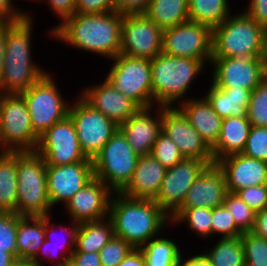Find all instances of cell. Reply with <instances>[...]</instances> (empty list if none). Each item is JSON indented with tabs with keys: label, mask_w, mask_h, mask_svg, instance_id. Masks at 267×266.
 <instances>
[{
	"label": "cell",
	"mask_w": 267,
	"mask_h": 266,
	"mask_svg": "<svg viewBox=\"0 0 267 266\" xmlns=\"http://www.w3.org/2000/svg\"><path fill=\"white\" fill-rule=\"evenodd\" d=\"M123 15L117 11L75 13L52 32V38L109 61L120 53Z\"/></svg>",
	"instance_id": "6da1fadb"
},
{
	"label": "cell",
	"mask_w": 267,
	"mask_h": 266,
	"mask_svg": "<svg viewBox=\"0 0 267 266\" xmlns=\"http://www.w3.org/2000/svg\"><path fill=\"white\" fill-rule=\"evenodd\" d=\"M108 217L114 236L134 249H140L171 227L170 216L154 200L129 198L120 192L112 195Z\"/></svg>",
	"instance_id": "7a4b0ae2"
},
{
	"label": "cell",
	"mask_w": 267,
	"mask_h": 266,
	"mask_svg": "<svg viewBox=\"0 0 267 266\" xmlns=\"http://www.w3.org/2000/svg\"><path fill=\"white\" fill-rule=\"evenodd\" d=\"M33 18L30 10L23 19L8 21L0 93L21 94L48 72L31 56L35 23Z\"/></svg>",
	"instance_id": "3957f363"
},
{
	"label": "cell",
	"mask_w": 267,
	"mask_h": 266,
	"mask_svg": "<svg viewBox=\"0 0 267 266\" xmlns=\"http://www.w3.org/2000/svg\"><path fill=\"white\" fill-rule=\"evenodd\" d=\"M150 64L153 106L162 107H177L194 98L193 95L187 96V92L201 73L207 70L198 59L175 57L163 52L151 59Z\"/></svg>",
	"instance_id": "277c9868"
},
{
	"label": "cell",
	"mask_w": 267,
	"mask_h": 266,
	"mask_svg": "<svg viewBox=\"0 0 267 266\" xmlns=\"http://www.w3.org/2000/svg\"><path fill=\"white\" fill-rule=\"evenodd\" d=\"M239 11L212 30V57H263L267 31L243 10Z\"/></svg>",
	"instance_id": "5b68a950"
},
{
	"label": "cell",
	"mask_w": 267,
	"mask_h": 266,
	"mask_svg": "<svg viewBox=\"0 0 267 266\" xmlns=\"http://www.w3.org/2000/svg\"><path fill=\"white\" fill-rule=\"evenodd\" d=\"M17 205L20 216H50L52 206L47 191V165L36 152L16 153Z\"/></svg>",
	"instance_id": "8992f818"
},
{
	"label": "cell",
	"mask_w": 267,
	"mask_h": 266,
	"mask_svg": "<svg viewBox=\"0 0 267 266\" xmlns=\"http://www.w3.org/2000/svg\"><path fill=\"white\" fill-rule=\"evenodd\" d=\"M38 141L24 97L1 93L0 152H35Z\"/></svg>",
	"instance_id": "52a82bcc"
},
{
	"label": "cell",
	"mask_w": 267,
	"mask_h": 266,
	"mask_svg": "<svg viewBox=\"0 0 267 266\" xmlns=\"http://www.w3.org/2000/svg\"><path fill=\"white\" fill-rule=\"evenodd\" d=\"M57 85L54 75L47 72L21 93L26 101L32 128L38 136L68 116L70 103L62 96Z\"/></svg>",
	"instance_id": "ba28073f"
},
{
	"label": "cell",
	"mask_w": 267,
	"mask_h": 266,
	"mask_svg": "<svg viewBox=\"0 0 267 266\" xmlns=\"http://www.w3.org/2000/svg\"><path fill=\"white\" fill-rule=\"evenodd\" d=\"M138 158L118 129L92 160L94 177L113 192H120L131 180Z\"/></svg>",
	"instance_id": "9c48e42d"
},
{
	"label": "cell",
	"mask_w": 267,
	"mask_h": 266,
	"mask_svg": "<svg viewBox=\"0 0 267 266\" xmlns=\"http://www.w3.org/2000/svg\"><path fill=\"white\" fill-rule=\"evenodd\" d=\"M104 77L140 108L153 107L151 64L148 59L119 53Z\"/></svg>",
	"instance_id": "30bf717a"
},
{
	"label": "cell",
	"mask_w": 267,
	"mask_h": 266,
	"mask_svg": "<svg viewBox=\"0 0 267 266\" xmlns=\"http://www.w3.org/2000/svg\"><path fill=\"white\" fill-rule=\"evenodd\" d=\"M68 116L74 123L82 152L92 160L119 129L114 121L94 109L80 95L71 102Z\"/></svg>",
	"instance_id": "8fae6325"
},
{
	"label": "cell",
	"mask_w": 267,
	"mask_h": 266,
	"mask_svg": "<svg viewBox=\"0 0 267 266\" xmlns=\"http://www.w3.org/2000/svg\"><path fill=\"white\" fill-rule=\"evenodd\" d=\"M162 52L175 57L198 59L209 67L212 58V29L192 21L165 29Z\"/></svg>",
	"instance_id": "7c38bea8"
},
{
	"label": "cell",
	"mask_w": 267,
	"mask_h": 266,
	"mask_svg": "<svg viewBox=\"0 0 267 266\" xmlns=\"http://www.w3.org/2000/svg\"><path fill=\"white\" fill-rule=\"evenodd\" d=\"M35 152L43 157L47 166L92 162L82 152L74 123L69 116L39 136Z\"/></svg>",
	"instance_id": "4fadbf2b"
},
{
	"label": "cell",
	"mask_w": 267,
	"mask_h": 266,
	"mask_svg": "<svg viewBox=\"0 0 267 266\" xmlns=\"http://www.w3.org/2000/svg\"><path fill=\"white\" fill-rule=\"evenodd\" d=\"M163 30L144 13L124 14L120 53L151 60L162 52Z\"/></svg>",
	"instance_id": "5bb4252c"
},
{
	"label": "cell",
	"mask_w": 267,
	"mask_h": 266,
	"mask_svg": "<svg viewBox=\"0 0 267 266\" xmlns=\"http://www.w3.org/2000/svg\"><path fill=\"white\" fill-rule=\"evenodd\" d=\"M209 66L211 83L219 88L252 91L265 79L262 58L212 57Z\"/></svg>",
	"instance_id": "9a60e30c"
},
{
	"label": "cell",
	"mask_w": 267,
	"mask_h": 266,
	"mask_svg": "<svg viewBox=\"0 0 267 266\" xmlns=\"http://www.w3.org/2000/svg\"><path fill=\"white\" fill-rule=\"evenodd\" d=\"M208 164L196 158H184L168 168L154 201L171 216L183 203L191 185Z\"/></svg>",
	"instance_id": "2e32d148"
},
{
	"label": "cell",
	"mask_w": 267,
	"mask_h": 266,
	"mask_svg": "<svg viewBox=\"0 0 267 266\" xmlns=\"http://www.w3.org/2000/svg\"><path fill=\"white\" fill-rule=\"evenodd\" d=\"M162 132L175 142L184 158L201 159L208 165L215 163L211 148L178 107H162Z\"/></svg>",
	"instance_id": "e0dca14e"
},
{
	"label": "cell",
	"mask_w": 267,
	"mask_h": 266,
	"mask_svg": "<svg viewBox=\"0 0 267 266\" xmlns=\"http://www.w3.org/2000/svg\"><path fill=\"white\" fill-rule=\"evenodd\" d=\"M113 191L95 177L65 203L69 220L77 223L96 221L108 217Z\"/></svg>",
	"instance_id": "ac0fdd59"
},
{
	"label": "cell",
	"mask_w": 267,
	"mask_h": 266,
	"mask_svg": "<svg viewBox=\"0 0 267 266\" xmlns=\"http://www.w3.org/2000/svg\"><path fill=\"white\" fill-rule=\"evenodd\" d=\"M93 178V162L47 166V191L52 208L65 205Z\"/></svg>",
	"instance_id": "d6986e66"
},
{
	"label": "cell",
	"mask_w": 267,
	"mask_h": 266,
	"mask_svg": "<svg viewBox=\"0 0 267 266\" xmlns=\"http://www.w3.org/2000/svg\"><path fill=\"white\" fill-rule=\"evenodd\" d=\"M80 90L82 91L77 94L118 126L140 109L132 99L113 87L106 78L98 84L93 83Z\"/></svg>",
	"instance_id": "ffe728a7"
},
{
	"label": "cell",
	"mask_w": 267,
	"mask_h": 266,
	"mask_svg": "<svg viewBox=\"0 0 267 266\" xmlns=\"http://www.w3.org/2000/svg\"><path fill=\"white\" fill-rule=\"evenodd\" d=\"M51 219V215L45 216V240L37 255L30 262L40 266H45L46 264H50L49 266H69L71 255L75 250L79 223L68 220L70 225L66 226V224L63 225L62 223L56 226L57 222L55 224ZM55 228L56 231L57 228L62 230L64 235L62 234L63 236L61 237L57 235L56 237L58 232H55ZM58 234L61 235L60 233Z\"/></svg>",
	"instance_id": "44dd1931"
},
{
	"label": "cell",
	"mask_w": 267,
	"mask_h": 266,
	"mask_svg": "<svg viewBox=\"0 0 267 266\" xmlns=\"http://www.w3.org/2000/svg\"><path fill=\"white\" fill-rule=\"evenodd\" d=\"M119 129L138 156L151 154L154 143L162 132V106L140 108Z\"/></svg>",
	"instance_id": "7402d4cb"
},
{
	"label": "cell",
	"mask_w": 267,
	"mask_h": 266,
	"mask_svg": "<svg viewBox=\"0 0 267 266\" xmlns=\"http://www.w3.org/2000/svg\"><path fill=\"white\" fill-rule=\"evenodd\" d=\"M224 174L227 190L236 193L240 189L267 184V163L249 158L242 153L231 154L215 162Z\"/></svg>",
	"instance_id": "603a6c76"
},
{
	"label": "cell",
	"mask_w": 267,
	"mask_h": 266,
	"mask_svg": "<svg viewBox=\"0 0 267 266\" xmlns=\"http://www.w3.org/2000/svg\"><path fill=\"white\" fill-rule=\"evenodd\" d=\"M227 193L224 174L214 163L208 165L191 185L179 208L205 207L214 209L223 205Z\"/></svg>",
	"instance_id": "cb8c5ba5"
},
{
	"label": "cell",
	"mask_w": 267,
	"mask_h": 266,
	"mask_svg": "<svg viewBox=\"0 0 267 266\" xmlns=\"http://www.w3.org/2000/svg\"><path fill=\"white\" fill-rule=\"evenodd\" d=\"M167 168L152 154L139 156L128 184L120 191L126 197L154 200L160 190Z\"/></svg>",
	"instance_id": "d4e9b609"
},
{
	"label": "cell",
	"mask_w": 267,
	"mask_h": 266,
	"mask_svg": "<svg viewBox=\"0 0 267 266\" xmlns=\"http://www.w3.org/2000/svg\"><path fill=\"white\" fill-rule=\"evenodd\" d=\"M188 118L190 125L212 148L221 132L222 118L212 109L208 101L201 96L190 98L177 106Z\"/></svg>",
	"instance_id": "484cf974"
},
{
	"label": "cell",
	"mask_w": 267,
	"mask_h": 266,
	"mask_svg": "<svg viewBox=\"0 0 267 266\" xmlns=\"http://www.w3.org/2000/svg\"><path fill=\"white\" fill-rule=\"evenodd\" d=\"M208 91L204 98L212 109L222 118L247 117L251 91L246 89L219 88L209 83Z\"/></svg>",
	"instance_id": "4316f807"
},
{
	"label": "cell",
	"mask_w": 267,
	"mask_h": 266,
	"mask_svg": "<svg viewBox=\"0 0 267 266\" xmlns=\"http://www.w3.org/2000/svg\"><path fill=\"white\" fill-rule=\"evenodd\" d=\"M250 129L251 123L247 117H228L222 119L219 139L211 148L214 161L216 162L231 154L242 153Z\"/></svg>",
	"instance_id": "83f0119b"
},
{
	"label": "cell",
	"mask_w": 267,
	"mask_h": 266,
	"mask_svg": "<svg viewBox=\"0 0 267 266\" xmlns=\"http://www.w3.org/2000/svg\"><path fill=\"white\" fill-rule=\"evenodd\" d=\"M45 240V216L18 215L16 257L30 262Z\"/></svg>",
	"instance_id": "f1b7e54d"
},
{
	"label": "cell",
	"mask_w": 267,
	"mask_h": 266,
	"mask_svg": "<svg viewBox=\"0 0 267 266\" xmlns=\"http://www.w3.org/2000/svg\"><path fill=\"white\" fill-rule=\"evenodd\" d=\"M113 237L114 230L109 217L79 223L73 252L98 253Z\"/></svg>",
	"instance_id": "f546056e"
},
{
	"label": "cell",
	"mask_w": 267,
	"mask_h": 266,
	"mask_svg": "<svg viewBox=\"0 0 267 266\" xmlns=\"http://www.w3.org/2000/svg\"><path fill=\"white\" fill-rule=\"evenodd\" d=\"M144 14L165 30L189 21L188 0H151Z\"/></svg>",
	"instance_id": "4dcf8cb0"
},
{
	"label": "cell",
	"mask_w": 267,
	"mask_h": 266,
	"mask_svg": "<svg viewBox=\"0 0 267 266\" xmlns=\"http://www.w3.org/2000/svg\"><path fill=\"white\" fill-rule=\"evenodd\" d=\"M165 234L151 239L140 248L145 258L146 266H177L184 251L179 242Z\"/></svg>",
	"instance_id": "1f68e13d"
},
{
	"label": "cell",
	"mask_w": 267,
	"mask_h": 266,
	"mask_svg": "<svg viewBox=\"0 0 267 266\" xmlns=\"http://www.w3.org/2000/svg\"><path fill=\"white\" fill-rule=\"evenodd\" d=\"M17 180L16 153L0 152V212L15 213Z\"/></svg>",
	"instance_id": "d6a6232c"
},
{
	"label": "cell",
	"mask_w": 267,
	"mask_h": 266,
	"mask_svg": "<svg viewBox=\"0 0 267 266\" xmlns=\"http://www.w3.org/2000/svg\"><path fill=\"white\" fill-rule=\"evenodd\" d=\"M229 3V0H188L189 21L213 30L232 14Z\"/></svg>",
	"instance_id": "836d02e7"
},
{
	"label": "cell",
	"mask_w": 267,
	"mask_h": 266,
	"mask_svg": "<svg viewBox=\"0 0 267 266\" xmlns=\"http://www.w3.org/2000/svg\"><path fill=\"white\" fill-rule=\"evenodd\" d=\"M216 243L213 244L212 248H207L202 253L211 266H245L241 236L219 238Z\"/></svg>",
	"instance_id": "e575fe53"
},
{
	"label": "cell",
	"mask_w": 267,
	"mask_h": 266,
	"mask_svg": "<svg viewBox=\"0 0 267 266\" xmlns=\"http://www.w3.org/2000/svg\"><path fill=\"white\" fill-rule=\"evenodd\" d=\"M171 226L186 224L189 231L200 239L211 238L212 209L205 207L178 208L171 216Z\"/></svg>",
	"instance_id": "d590c367"
},
{
	"label": "cell",
	"mask_w": 267,
	"mask_h": 266,
	"mask_svg": "<svg viewBox=\"0 0 267 266\" xmlns=\"http://www.w3.org/2000/svg\"><path fill=\"white\" fill-rule=\"evenodd\" d=\"M223 206L230 212L236 226L242 232H250L252 230L256 212L242 201L236 193L228 192Z\"/></svg>",
	"instance_id": "8d00e7d4"
},
{
	"label": "cell",
	"mask_w": 267,
	"mask_h": 266,
	"mask_svg": "<svg viewBox=\"0 0 267 266\" xmlns=\"http://www.w3.org/2000/svg\"><path fill=\"white\" fill-rule=\"evenodd\" d=\"M247 118L251 126L267 127V78L251 91Z\"/></svg>",
	"instance_id": "74e56055"
},
{
	"label": "cell",
	"mask_w": 267,
	"mask_h": 266,
	"mask_svg": "<svg viewBox=\"0 0 267 266\" xmlns=\"http://www.w3.org/2000/svg\"><path fill=\"white\" fill-rule=\"evenodd\" d=\"M245 266H267V240L251 232H243Z\"/></svg>",
	"instance_id": "f35d334b"
},
{
	"label": "cell",
	"mask_w": 267,
	"mask_h": 266,
	"mask_svg": "<svg viewBox=\"0 0 267 266\" xmlns=\"http://www.w3.org/2000/svg\"><path fill=\"white\" fill-rule=\"evenodd\" d=\"M151 154L167 169L177 165L184 159L175 142L163 132L157 137Z\"/></svg>",
	"instance_id": "ab89813d"
},
{
	"label": "cell",
	"mask_w": 267,
	"mask_h": 266,
	"mask_svg": "<svg viewBox=\"0 0 267 266\" xmlns=\"http://www.w3.org/2000/svg\"><path fill=\"white\" fill-rule=\"evenodd\" d=\"M242 234L243 232L236 226L232 215L223 205L212 209L211 238L213 236L233 238Z\"/></svg>",
	"instance_id": "60d3db41"
},
{
	"label": "cell",
	"mask_w": 267,
	"mask_h": 266,
	"mask_svg": "<svg viewBox=\"0 0 267 266\" xmlns=\"http://www.w3.org/2000/svg\"><path fill=\"white\" fill-rule=\"evenodd\" d=\"M134 248L124 239L114 236L98 252L102 266H119Z\"/></svg>",
	"instance_id": "b9f144b4"
},
{
	"label": "cell",
	"mask_w": 267,
	"mask_h": 266,
	"mask_svg": "<svg viewBox=\"0 0 267 266\" xmlns=\"http://www.w3.org/2000/svg\"><path fill=\"white\" fill-rule=\"evenodd\" d=\"M242 154L267 163V127L251 126Z\"/></svg>",
	"instance_id": "7bdbcfd3"
},
{
	"label": "cell",
	"mask_w": 267,
	"mask_h": 266,
	"mask_svg": "<svg viewBox=\"0 0 267 266\" xmlns=\"http://www.w3.org/2000/svg\"><path fill=\"white\" fill-rule=\"evenodd\" d=\"M18 215L0 212V250L16 254Z\"/></svg>",
	"instance_id": "ee69618b"
},
{
	"label": "cell",
	"mask_w": 267,
	"mask_h": 266,
	"mask_svg": "<svg viewBox=\"0 0 267 266\" xmlns=\"http://www.w3.org/2000/svg\"><path fill=\"white\" fill-rule=\"evenodd\" d=\"M236 194L255 212L267 208V184L243 188Z\"/></svg>",
	"instance_id": "f6af8a7d"
},
{
	"label": "cell",
	"mask_w": 267,
	"mask_h": 266,
	"mask_svg": "<svg viewBox=\"0 0 267 266\" xmlns=\"http://www.w3.org/2000/svg\"><path fill=\"white\" fill-rule=\"evenodd\" d=\"M46 3L45 5H48V8L50 7V11L57 15V18L59 19V23H57L53 28L49 29V36L52 39V32L61 25L66 19L70 18L75 14V0H36L35 3Z\"/></svg>",
	"instance_id": "bcb514c9"
},
{
	"label": "cell",
	"mask_w": 267,
	"mask_h": 266,
	"mask_svg": "<svg viewBox=\"0 0 267 266\" xmlns=\"http://www.w3.org/2000/svg\"><path fill=\"white\" fill-rule=\"evenodd\" d=\"M114 11V0H75V13L100 14Z\"/></svg>",
	"instance_id": "7dc6e473"
},
{
	"label": "cell",
	"mask_w": 267,
	"mask_h": 266,
	"mask_svg": "<svg viewBox=\"0 0 267 266\" xmlns=\"http://www.w3.org/2000/svg\"><path fill=\"white\" fill-rule=\"evenodd\" d=\"M243 11L267 31V0H248Z\"/></svg>",
	"instance_id": "c3c4849f"
},
{
	"label": "cell",
	"mask_w": 267,
	"mask_h": 266,
	"mask_svg": "<svg viewBox=\"0 0 267 266\" xmlns=\"http://www.w3.org/2000/svg\"><path fill=\"white\" fill-rule=\"evenodd\" d=\"M13 0H0V20L18 21L27 15L28 10H22Z\"/></svg>",
	"instance_id": "681fc988"
},
{
	"label": "cell",
	"mask_w": 267,
	"mask_h": 266,
	"mask_svg": "<svg viewBox=\"0 0 267 266\" xmlns=\"http://www.w3.org/2000/svg\"><path fill=\"white\" fill-rule=\"evenodd\" d=\"M151 0H114L115 9L121 14H138L147 10Z\"/></svg>",
	"instance_id": "f907efd6"
},
{
	"label": "cell",
	"mask_w": 267,
	"mask_h": 266,
	"mask_svg": "<svg viewBox=\"0 0 267 266\" xmlns=\"http://www.w3.org/2000/svg\"><path fill=\"white\" fill-rule=\"evenodd\" d=\"M69 266H102L99 253L73 252Z\"/></svg>",
	"instance_id": "816d5d0a"
},
{
	"label": "cell",
	"mask_w": 267,
	"mask_h": 266,
	"mask_svg": "<svg viewBox=\"0 0 267 266\" xmlns=\"http://www.w3.org/2000/svg\"><path fill=\"white\" fill-rule=\"evenodd\" d=\"M250 232L267 240V208L255 213L254 225Z\"/></svg>",
	"instance_id": "f5cc1de1"
},
{
	"label": "cell",
	"mask_w": 267,
	"mask_h": 266,
	"mask_svg": "<svg viewBox=\"0 0 267 266\" xmlns=\"http://www.w3.org/2000/svg\"><path fill=\"white\" fill-rule=\"evenodd\" d=\"M196 253L198 254H189V257L184 255V252L179 259L177 266H211L210 262L202 254V251L201 253L196 251ZM184 257H187V259Z\"/></svg>",
	"instance_id": "db71d44e"
},
{
	"label": "cell",
	"mask_w": 267,
	"mask_h": 266,
	"mask_svg": "<svg viewBox=\"0 0 267 266\" xmlns=\"http://www.w3.org/2000/svg\"><path fill=\"white\" fill-rule=\"evenodd\" d=\"M119 266H146L142 251L140 249H133Z\"/></svg>",
	"instance_id": "11a10c76"
},
{
	"label": "cell",
	"mask_w": 267,
	"mask_h": 266,
	"mask_svg": "<svg viewBox=\"0 0 267 266\" xmlns=\"http://www.w3.org/2000/svg\"><path fill=\"white\" fill-rule=\"evenodd\" d=\"M8 33V21L0 22V81L4 69L5 41Z\"/></svg>",
	"instance_id": "9f6ffc18"
},
{
	"label": "cell",
	"mask_w": 267,
	"mask_h": 266,
	"mask_svg": "<svg viewBox=\"0 0 267 266\" xmlns=\"http://www.w3.org/2000/svg\"><path fill=\"white\" fill-rule=\"evenodd\" d=\"M18 262L16 254L0 250V266H16Z\"/></svg>",
	"instance_id": "6f0895ef"
},
{
	"label": "cell",
	"mask_w": 267,
	"mask_h": 266,
	"mask_svg": "<svg viewBox=\"0 0 267 266\" xmlns=\"http://www.w3.org/2000/svg\"><path fill=\"white\" fill-rule=\"evenodd\" d=\"M262 59H263L265 78H267V36H266V39H265L264 52H263Z\"/></svg>",
	"instance_id": "680465c9"
},
{
	"label": "cell",
	"mask_w": 267,
	"mask_h": 266,
	"mask_svg": "<svg viewBox=\"0 0 267 266\" xmlns=\"http://www.w3.org/2000/svg\"><path fill=\"white\" fill-rule=\"evenodd\" d=\"M16 266H40L28 261H19Z\"/></svg>",
	"instance_id": "91938a15"
},
{
	"label": "cell",
	"mask_w": 267,
	"mask_h": 266,
	"mask_svg": "<svg viewBox=\"0 0 267 266\" xmlns=\"http://www.w3.org/2000/svg\"><path fill=\"white\" fill-rule=\"evenodd\" d=\"M22 1H24V0H22ZM27 1H29V0H25V2H27ZM31 2H35L36 0H30Z\"/></svg>",
	"instance_id": "94428289"
}]
</instances>
